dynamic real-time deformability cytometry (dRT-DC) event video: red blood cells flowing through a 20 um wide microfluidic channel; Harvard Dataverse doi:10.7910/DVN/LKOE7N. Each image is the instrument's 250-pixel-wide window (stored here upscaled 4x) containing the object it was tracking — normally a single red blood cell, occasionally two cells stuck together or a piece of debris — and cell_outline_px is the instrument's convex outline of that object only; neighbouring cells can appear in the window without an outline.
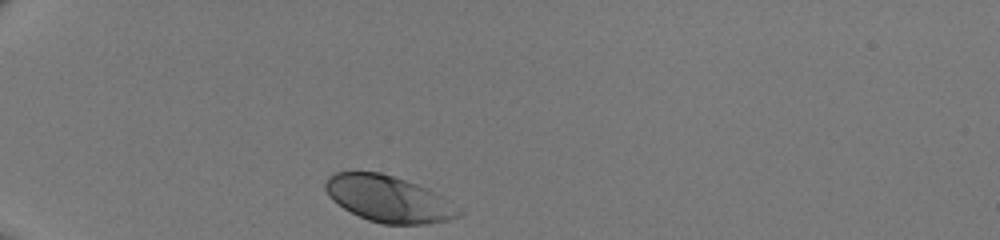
{"species": "human", "species_latin": "Homo sapiens", "temperature_condition": "room temperature", "stored_images_in_passage": 28, "camera_frame_rate_fps": 3000, "um_per_image_px": 0.085, "donor": {"sex": "male"}, "frame": {"image": 1, "passage_image": 1, "time_ms": 0.0, "image_size_px": [1000, 240], "cell_outline_px": [[464, 212], [460, 216], [448, 220], [424, 224], [380, 224], [368, 220], [344, 208], [332, 200], [328, 196], [324, 188], [324, 184], [328, 176], [336, 172], [380, 172], [428, 188], [460, 208]], "centroid_in_image_um": [33.02, 16.91], "position_along_channel_um": 52.0, "area_um2": 35.89}}
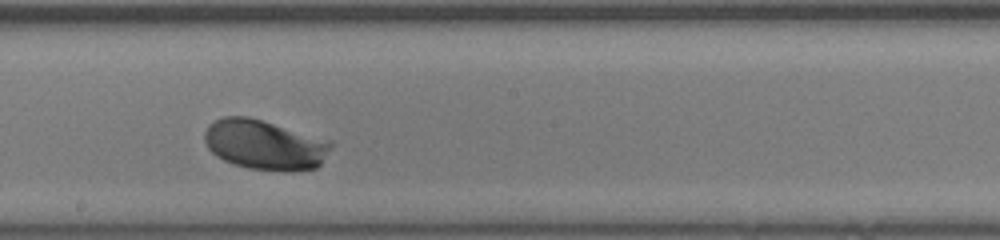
{"frame": {"image": 2, "passage_image": 16, "time_ms": 5.0, "image_size_px": [1000, 240], "cell_outline_px": [[332, 148], [320, 164], [316, 168], [288, 172], [284, 172], [248, 168], [232, 164], [216, 156], [208, 148], [204, 140], [204, 132], [208, 124], [224, 116], [248, 116], [332, 140]], "centroid_in_image_um": [22.51, 12.31], "position_along_channel_um": 225.7, "area_um2": 37.17}}
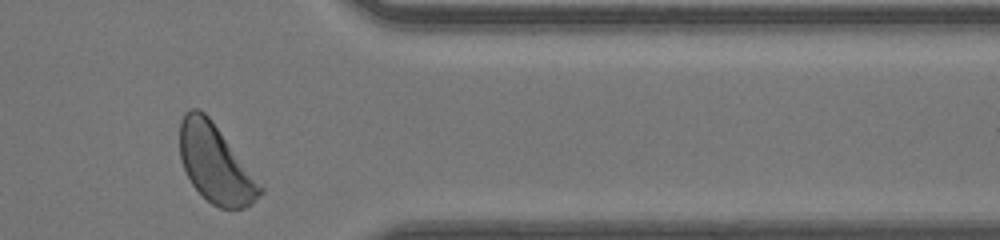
{"frame": {"image": 3, "passage_image": 28, "time_ms": 9.0, "image_size_px": [1000, 240], "cell_outline_px": [[264, 192], [252, 204], [244, 208], [220, 208], [212, 204], [192, 184], [180, 160], [180, 120], [184, 112], [188, 108], [200, 108], [212, 120], [264, 188]], "centroid_in_image_um": [18.3, 13.9], "position_along_channel_um": 393.1, "area_um2": 36.36}}